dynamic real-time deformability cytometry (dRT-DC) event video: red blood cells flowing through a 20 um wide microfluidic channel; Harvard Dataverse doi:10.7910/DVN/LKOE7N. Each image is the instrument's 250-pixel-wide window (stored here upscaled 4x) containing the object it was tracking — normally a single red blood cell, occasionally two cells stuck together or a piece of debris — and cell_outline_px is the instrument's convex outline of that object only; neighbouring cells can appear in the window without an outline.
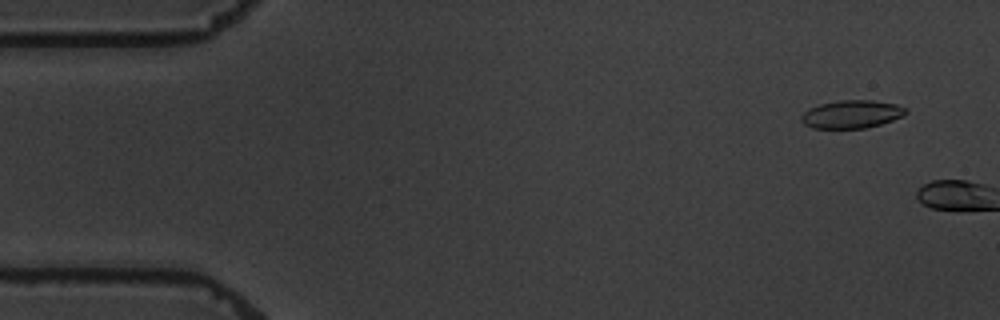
{"species": "common noctule bat (a hibernating species)", "species_latin": "Nyctalus noctula", "temperature_condition": "warm", "stored_images_in_passage": 3, "camera_frame_rate_fps": 3000, "um_per_image_px": 0.085, "animal": {"sex": "male", "body_mass_g": 19.5, "forearm_length_mm": 54.6}, "frame": {"image": 1, "passage_image": 2, "time_ms": 1.0, "image_size_px": [1000, 320], "cell_outline_px": [[908, 112], [904, 116], [880, 124], [864, 128], [812, 128], [804, 124], [800, 120], [800, 116], [808, 108], [820, 104], [840, 100], [872, 100], [896, 104], [904, 108]], "centroid_in_image_um": [72.36, 9.7], "position_along_channel_um": 12.6, "area_um2": 17.05}}